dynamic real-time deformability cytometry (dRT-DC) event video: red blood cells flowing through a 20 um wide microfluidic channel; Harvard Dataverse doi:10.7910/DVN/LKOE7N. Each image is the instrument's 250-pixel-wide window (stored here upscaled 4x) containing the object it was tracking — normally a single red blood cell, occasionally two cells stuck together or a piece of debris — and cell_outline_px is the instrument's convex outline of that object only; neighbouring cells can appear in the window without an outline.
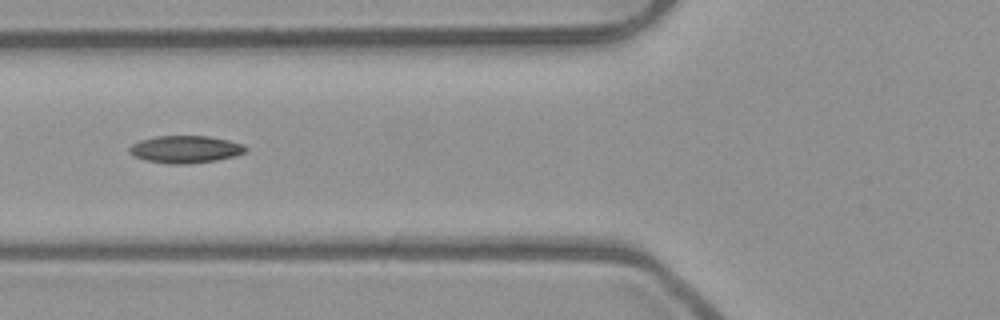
{"species": "common noctule bat (a hibernating species)", "species_latin": "Nyctalus noctula", "temperature_condition": "room temperature", "stored_images_in_passage": 2, "camera_frame_rate_fps": 3000, "um_per_image_px": 0.085, "animal": {"sex": "male", "body_mass_g": 23.1, "forearm_length_mm": 52.7}, "frame": {"image": 1, "passage_image": 2, "time_ms": 0.333, "image_size_px": [1000, 320], "cell_outline_px": [[248, 148], [244, 152], [236, 156], [216, 160], [184, 164], [168, 164], [148, 160], [132, 156], [128, 152], [128, 148], [132, 144], [140, 140], [156, 136], [208, 136], [228, 140], [244, 144]], "centroid_in_image_um": [15.75, 12.69], "position_along_channel_um": 110.1, "area_um2": 18.55}}